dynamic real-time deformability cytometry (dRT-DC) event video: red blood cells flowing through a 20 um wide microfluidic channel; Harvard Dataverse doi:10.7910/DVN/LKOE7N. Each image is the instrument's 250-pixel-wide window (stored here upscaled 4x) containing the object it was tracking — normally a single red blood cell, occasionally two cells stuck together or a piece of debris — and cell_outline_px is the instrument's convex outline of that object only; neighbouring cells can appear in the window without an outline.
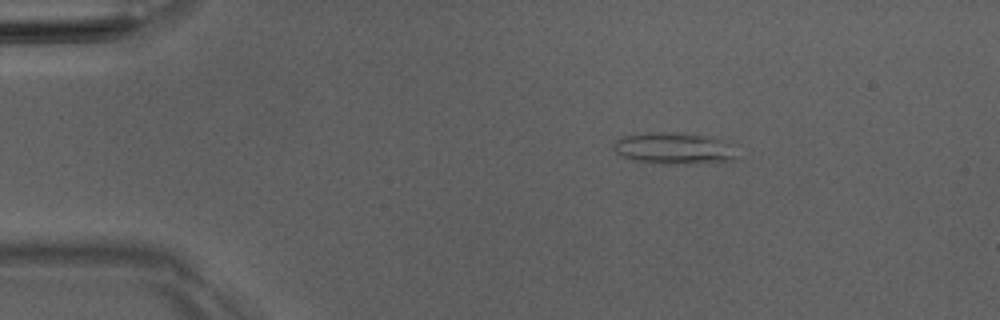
{"species": "Egyptian fruit bat (a non-hibernating species)", "species_latin": "Rousettus aegyptiacus", "temperature_condition": "room temperature", "stored_images_in_passage": 5, "camera_frame_rate_fps": 3000, "um_per_image_px": 0.085, "animal": {"sex": "male"}, "frame": {"image": 1, "passage_image": 2, "time_ms": 1.333, "image_size_px": [1000, 320], "cell_outline_px": [[736, 156], [732, 160], [664, 164], [632, 160], [616, 152], [612, 148], [612, 144], [620, 136], [644, 132], [684, 132], [708, 136], [736, 144]], "centroid_in_image_um": [57.27, 12.57], "position_along_channel_um": 27.7, "area_um2": 22.95}}
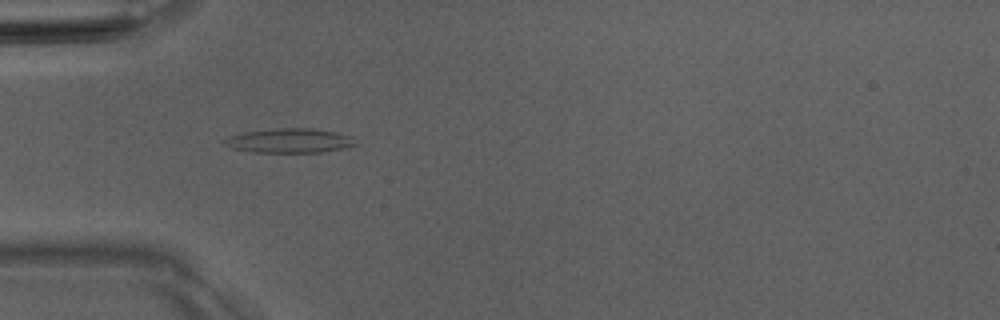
{"frame": {"image": 2, "passage_image": 4, "time_ms": 3.667, "image_size_px": [1000, 320], "cell_outline_px": [[356, 144], [340, 148], [320, 152], [252, 152], [232, 148], [220, 140], [244, 132], [276, 128], [312, 128], [336, 132], [352, 136]], "centroid_in_image_um": [24.58, 11.95], "position_along_channel_um": 60.4, "area_um2": 18.38}}